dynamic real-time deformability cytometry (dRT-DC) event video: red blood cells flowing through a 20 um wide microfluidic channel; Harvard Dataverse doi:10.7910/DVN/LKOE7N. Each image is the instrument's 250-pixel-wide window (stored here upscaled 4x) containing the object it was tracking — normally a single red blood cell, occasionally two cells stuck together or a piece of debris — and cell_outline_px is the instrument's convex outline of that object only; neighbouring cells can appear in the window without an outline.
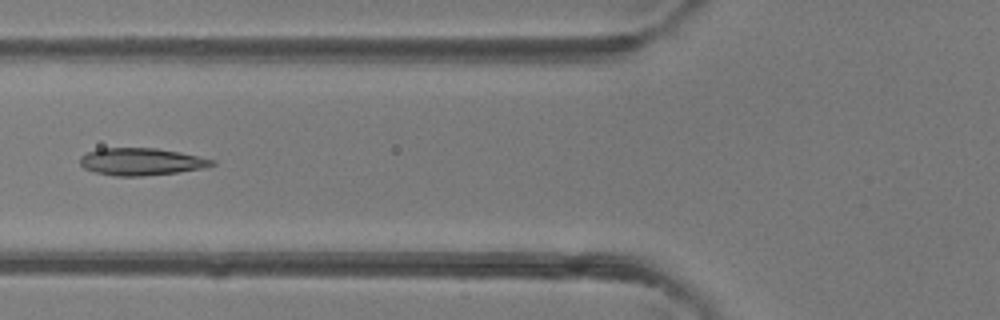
{"species": "common noctule bat (a hibernating species)", "species_latin": "Nyctalus noctula", "temperature_condition": "room temperature", "stored_images_in_passage": 5, "camera_frame_rate_fps": 3000, "um_per_image_px": 0.085, "animal": {"sex": "female"}, "frame": {"image": 1, "passage_image": 5, "time_ms": 4.667, "image_size_px": [1000, 320], "cell_outline_px": [[216, 164], [204, 168], [176, 172], [144, 176], [116, 176], [96, 172], [84, 168], [80, 164], [80, 156], [88, 152], [100, 148], [156, 148], [180, 152], [216, 160]], "centroid_in_image_um": [12.02, 13.74], "position_along_channel_um": 113.8, "area_um2": 20.92}}